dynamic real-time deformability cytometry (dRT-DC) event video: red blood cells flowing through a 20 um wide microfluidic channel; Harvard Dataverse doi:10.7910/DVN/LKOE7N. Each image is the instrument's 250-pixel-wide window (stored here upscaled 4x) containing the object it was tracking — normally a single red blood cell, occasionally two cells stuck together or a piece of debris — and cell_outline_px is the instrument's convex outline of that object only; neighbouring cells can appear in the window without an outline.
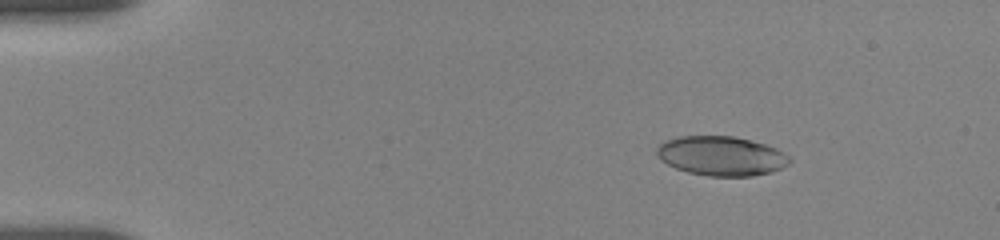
{"species": "human", "species_latin": "Homo sapiens", "temperature_condition": "room temperature", "stored_images_in_passage": 25, "camera_frame_rate_fps": 3000, "um_per_image_px": 0.085, "donor": {"sex": "female"}, "frame": {"image": 1, "passage_image": 7, "time_ms": 1.333, "image_size_px": [1000, 240], "cell_outline_px": [[792, 160], [788, 164], [772, 172], [752, 176], [708, 176], [688, 172], [676, 168], [660, 160], [656, 156], [656, 148], [664, 140], [676, 136], [732, 136], [764, 144], [776, 148], [784, 152]], "centroid_in_image_um": [61.28, 13.25], "position_along_channel_um": 23.7, "area_um2": 30.58}}
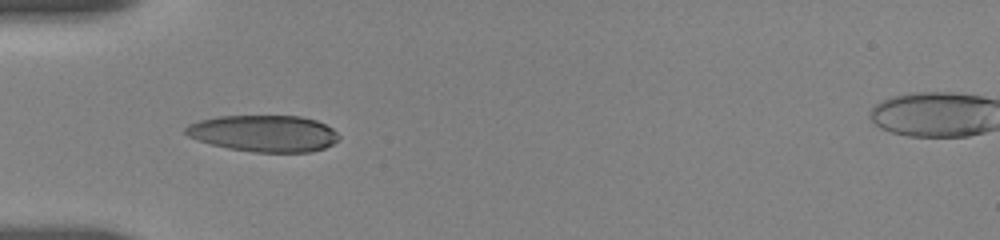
{"frame": {"image": 2, "passage_image": 19, "time_ms": 4.667, "image_size_px": [1000, 240], "cell_outline_px": [[340, 136], [332, 144], [324, 148], [312, 152], [252, 152], [228, 148], [212, 144], [188, 136], [184, 132], [184, 128], [188, 124], [200, 120], [220, 116], [300, 116], [316, 120], [332, 128]], "centroid_in_image_um": [22.43, 11.34], "position_along_channel_um": 62.6, "area_um2": 32.54}}
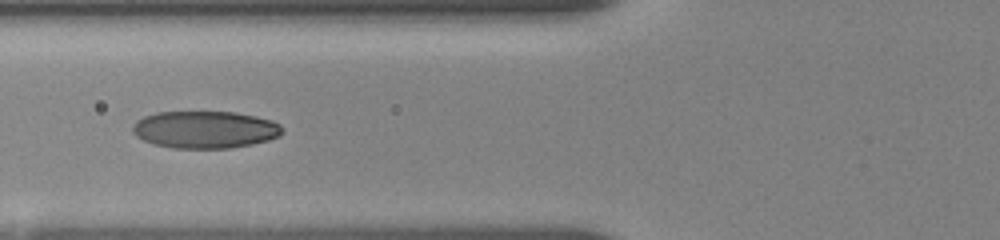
{"frame": {"image": 3, "passage_image": 24, "time_ms": 6.0, "image_size_px": [1000, 240], "cell_outline_px": [[284, 132], [280, 136], [268, 140], [252, 144], [228, 148], [172, 148], [152, 144], [136, 136], [132, 132], [132, 124], [136, 120], [144, 116], [156, 112], [236, 112], [256, 116], [272, 120], [280, 124]], "centroid_in_image_um": [17.42, 11.01], "position_along_channel_um": 108.4, "area_um2": 32.77}}